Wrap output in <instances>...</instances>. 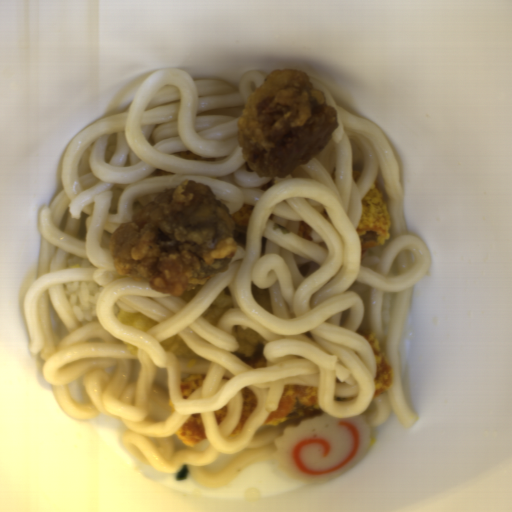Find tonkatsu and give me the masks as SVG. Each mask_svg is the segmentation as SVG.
<instances>
[{"label":"tonkatsu","mask_w":512,"mask_h":512,"mask_svg":"<svg viewBox=\"0 0 512 512\" xmlns=\"http://www.w3.org/2000/svg\"><path fill=\"white\" fill-rule=\"evenodd\" d=\"M242 396H243V408L241 416L235 425L234 429L232 430L229 439L235 438L241 433H243V428L245 425L246 420L250 417L251 413L254 412L256 405H257V399L256 396L250 388L243 387L241 389Z\"/></svg>","instance_id":"5"},{"label":"tonkatsu","mask_w":512,"mask_h":512,"mask_svg":"<svg viewBox=\"0 0 512 512\" xmlns=\"http://www.w3.org/2000/svg\"><path fill=\"white\" fill-rule=\"evenodd\" d=\"M361 205L363 210L355 233L361 242L363 259L371 247L390 238L391 219L377 180L361 199Z\"/></svg>","instance_id":"1"},{"label":"tonkatsu","mask_w":512,"mask_h":512,"mask_svg":"<svg viewBox=\"0 0 512 512\" xmlns=\"http://www.w3.org/2000/svg\"><path fill=\"white\" fill-rule=\"evenodd\" d=\"M356 332L367 340L374 354L376 363V371L373 378V384L375 386L374 397L390 389L393 381V370L383 348H380L374 333L364 328Z\"/></svg>","instance_id":"3"},{"label":"tonkatsu","mask_w":512,"mask_h":512,"mask_svg":"<svg viewBox=\"0 0 512 512\" xmlns=\"http://www.w3.org/2000/svg\"><path fill=\"white\" fill-rule=\"evenodd\" d=\"M264 344L258 343L253 354L251 356H245L236 352H232L233 356L240 358L251 367L258 369H265L266 358L264 356Z\"/></svg>","instance_id":"7"},{"label":"tonkatsu","mask_w":512,"mask_h":512,"mask_svg":"<svg viewBox=\"0 0 512 512\" xmlns=\"http://www.w3.org/2000/svg\"><path fill=\"white\" fill-rule=\"evenodd\" d=\"M362 175L361 173V170H356V171H353V178H354V181L355 180H358L360 178V176Z\"/></svg>","instance_id":"14"},{"label":"tonkatsu","mask_w":512,"mask_h":512,"mask_svg":"<svg viewBox=\"0 0 512 512\" xmlns=\"http://www.w3.org/2000/svg\"><path fill=\"white\" fill-rule=\"evenodd\" d=\"M168 407H169L170 414L174 413L175 407H174L173 401L170 396H169V400H168Z\"/></svg>","instance_id":"12"},{"label":"tonkatsu","mask_w":512,"mask_h":512,"mask_svg":"<svg viewBox=\"0 0 512 512\" xmlns=\"http://www.w3.org/2000/svg\"><path fill=\"white\" fill-rule=\"evenodd\" d=\"M298 234L304 239H310L313 241L311 236V227L304 221H298Z\"/></svg>","instance_id":"9"},{"label":"tonkatsu","mask_w":512,"mask_h":512,"mask_svg":"<svg viewBox=\"0 0 512 512\" xmlns=\"http://www.w3.org/2000/svg\"><path fill=\"white\" fill-rule=\"evenodd\" d=\"M217 425L222 422L227 414V406L223 405L219 410H214Z\"/></svg>","instance_id":"10"},{"label":"tonkatsu","mask_w":512,"mask_h":512,"mask_svg":"<svg viewBox=\"0 0 512 512\" xmlns=\"http://www.w3.org/2000/svg\"><path fill=\"white\" fill-rule=\"evenodd\" d=\"M356 397H338L336 398L335 401H352L353 399H355Z\"/></svg>","instance_id":"13"},{"label":"tonkatsu","mask_w":512,"mask_h":512,"mask_svg":"<svg viewBox=\"0 0 512 512\" xmlns=\"http://www.w3.org/2000/svg\"><path fill=\"white\" fill-rule=\"evenodd\" d=\"M320 407L319 387L303 384H285L275 411H270L260 427L279 426V423L298 417H313L323 413ZM259 427V428H260Z\"/></svg>","instance_id":"2"},{"label":"tonkatsu","mask_w":512,"mask_h":512,"mask_svg":"<svg viewBox=\"0 0 512 512\" xmlns=\"http://www.w3.org/2000/svg\"><path fill=\"white\" fill-rule=\"evenodd\" d=\"M253 209V205L245 203L241 208L234 211L233 214H230V217L233 219L234 223L246 226L251 219Z\"/></svg>","instance_id":"8"},{"label":"tonkatsu","mask_w":512,"mask_h":512,"mask_svg":"<svg viewBox=\"0 0 512 512\" xmlns=\"http://www.w3.org/2000/svg\"><path fill=\"white\" fill-rule=\"evenodd\" d=\"M314 210H316L326 221H330V217L323 205H315L312 207Z\"/></svg>","instance_id":"11"},{"label":"tonkatsu","mask_w":512,"mask_h":512,"mask_svg":"<svg viewBox=\"0 0 512 512\" xmlns=\"http://www.w3.org/2000/svg\"><path fill=\"white\" fill-rule=\"evenodd\" d=\"M175 433L189 447H194L201 440H207L200 412L190 414Z\"/></svg>","instance_id":"4"},{"label":"tonkatsu","mask_w":512,"mask_h":512,"mask_svg":"<svg viewBox=\"0 0 512 512\" xmlns=\"http://www.w3.org/2000/svg\"><path fill=\"white\" fill-rule=\"evenodd\" d=\"M207 375L202 373H190L180 380V394L184 399H187L190 394L202 386Z\"/></svg>","instance_id":"6"}]
</instances>
